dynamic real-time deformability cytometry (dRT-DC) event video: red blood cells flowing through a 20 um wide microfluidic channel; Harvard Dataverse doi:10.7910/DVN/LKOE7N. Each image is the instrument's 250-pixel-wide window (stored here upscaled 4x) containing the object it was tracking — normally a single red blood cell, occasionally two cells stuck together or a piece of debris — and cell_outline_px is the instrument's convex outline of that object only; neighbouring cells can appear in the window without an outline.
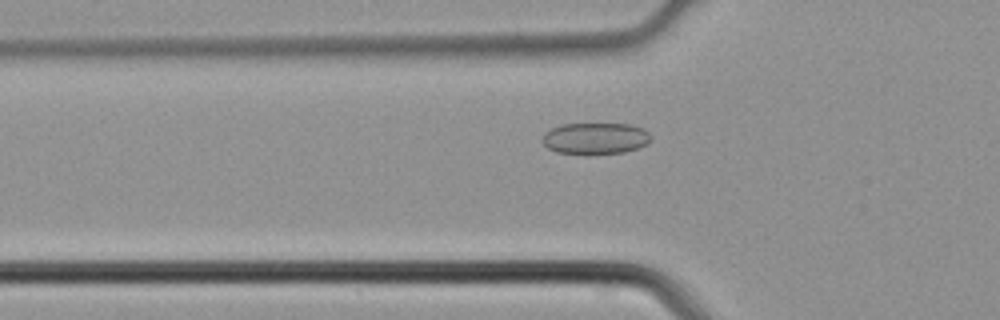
{"species": "common noctule bat (a hibernating species)", "species_latin": "Nyctalus noctula", "temperature_condition": "cold", "stored_images_in_passage": 43, "camera_frame_rate_fps": 3000, "um_per_image_px": 0.085, "animal": {"sex": "male", "body_mass_g": 21.5, "forearm_length_mm": 52.0}, "frame": {"image": 1, "passage_image": 14, "time_ms": 4.333, "image_size_px": [1000, 320], "cell_outline_px": [[652, 140], [648, 144], [624, 152], [588, 156], [556, 152], [548, 148], [540, 140], [544, 132], [560, 124], [632, 124], [644, 128], [652, 136]], "centroid_in_image_um": [50.6, 11.78], "position_along_channel_um": 75.2, "area_um2": 20.63}}
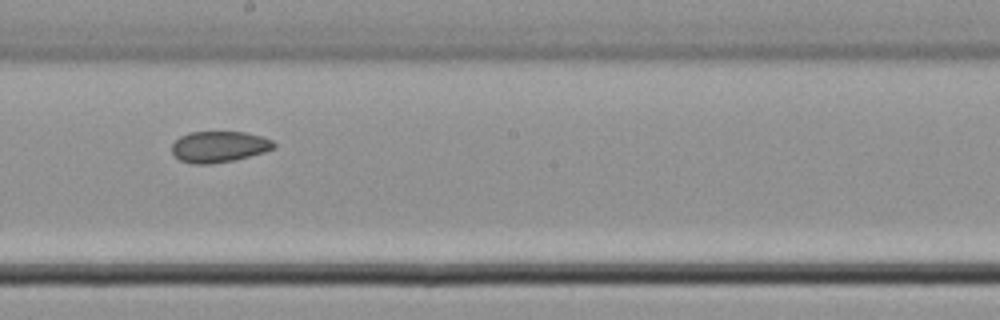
{"frame": {"image": 2, "passage_image": 24, "time_ms": 7.667, "image_size_px": [1000, 320], "cell_outline_px": [[276, 148], [264, 152], [232, 160], [208, 164], [192, 164], [180, 160], [172, 152], [172, 144], [180, 136], [192, 132], [244, 132], [260, 136], [272, 140], [276, 144]], "centroid_in_image_um": [18.62, 12.47], "position_along_channel_um": 229.6, "area_um2": 18.32}}
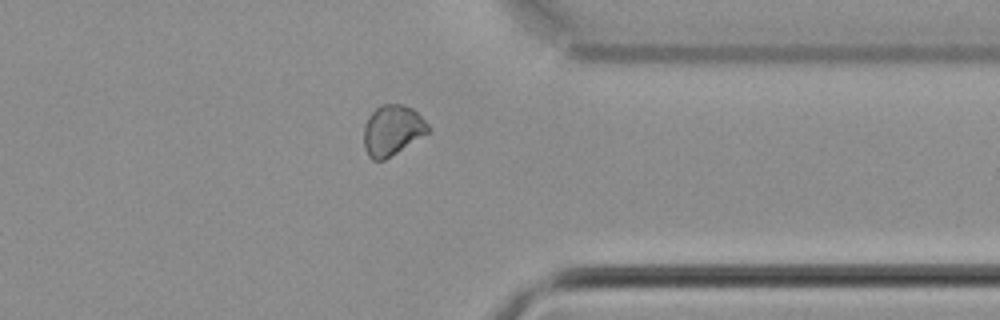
{"frame": {"image": 3, "passage_image": 34, "time_ms": 11.0, "image_size_px": [1000, 320], "cell_outline_px": [[428, 132], [384, 160], [372, 160], [368, 156], [364, 148], [364, 124], [368, 116], [380, 104], [404, 104], [412, 108], [428, 124]], "centroid_in_image_um": [33.3, 11.06], "position_along_channel_um": 378.1, "area_um2": 18.67}}